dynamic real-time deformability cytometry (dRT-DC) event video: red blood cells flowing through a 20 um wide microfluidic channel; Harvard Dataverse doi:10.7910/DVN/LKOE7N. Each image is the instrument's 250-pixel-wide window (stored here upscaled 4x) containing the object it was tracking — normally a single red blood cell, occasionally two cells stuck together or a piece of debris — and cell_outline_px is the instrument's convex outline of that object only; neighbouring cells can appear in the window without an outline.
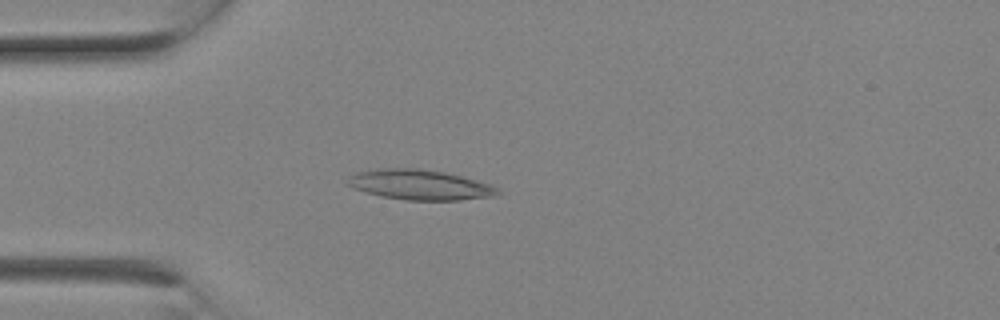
{"species": "Egyptian fruit bat (a non-hibernating species)", "species_latin": "Rousettus aegyptiacus", "temperature_condition": "room temperature", "stored_images_in_passage": 1, "camera_frame_rate_fps": 3000, "um_per_image_px": 0.085, "animal": {"sex": "female"}, "frame": {"image": 1, "passage_image": 1, "time_ms": 0.0, "image_size_px": [1000, 320], "cell_outline_px": [[504, 192], [500, 196], [460, 200], [408, 200], [380, 196], [352, 188], [344, 184], [348, 176], [356, 172], [376, 168], [420, 168], [444, 172], [476, 180], [500, 188]], "centroid_in_image_um": [35.68, 15.71], "position_along_channel_um": 49.3, "area_um2": 26.82}}